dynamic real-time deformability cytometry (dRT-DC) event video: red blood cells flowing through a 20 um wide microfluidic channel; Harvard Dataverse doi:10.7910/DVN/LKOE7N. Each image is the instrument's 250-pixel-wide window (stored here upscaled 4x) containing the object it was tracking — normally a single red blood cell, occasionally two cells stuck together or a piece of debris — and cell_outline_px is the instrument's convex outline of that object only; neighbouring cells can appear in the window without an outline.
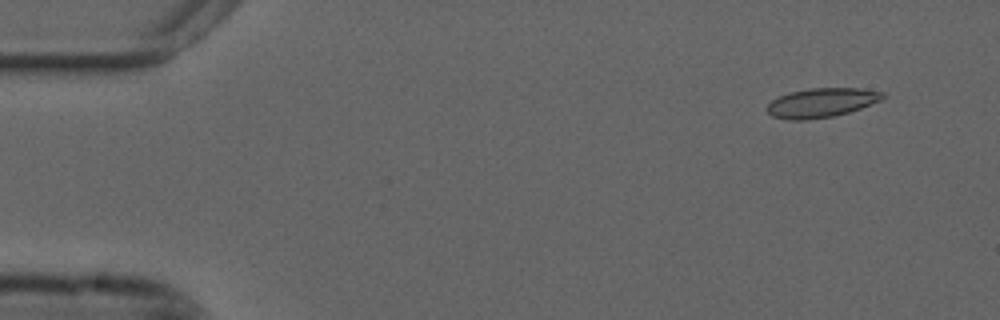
{"species": "common noctule bat (a hibernating species)", "species_latin": "Nyctalus noctula", "temperature_condition": "cold", "stored_images_in_passage": 26, "camera_frame_rate_fps": 3000, "um_per_image_px": 0.085, "animal": {"sex": "male", "forearm_length_mm": 52.5}, "frame": {"image": 1, "passage_image": 5, "time_ms": 1.333, "image_size_px": [1000, 320], "cell_outline_px": [[884, 96], [880, 100], [860, 108], [848, 112], [832, 116], [808, 120], [788, 120], [772, 116], [764, 108], [772, 100], [780, 96], [792, 92], [812, 88], [860, 88], [884, 92]], "centroid_in_image_um": [69.79, 8.74], "position_along_channel_um": 15.2, "area_um2": 19.54}}
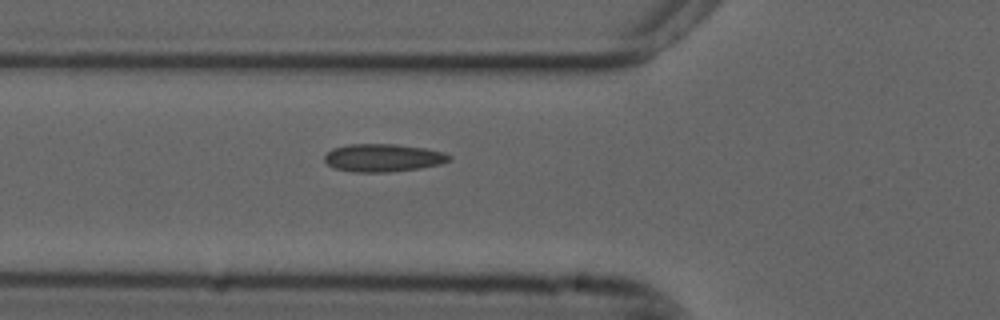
{"frame": {"image": 2, "passage_image": 20, "time_ms": 6.333, "image_size_px": [1000, 320], "cell_outline_px": [[452, 156], [448, 160], [440, 164], [420, 168], [388, 172], [356, 172], [332, 168], [324, 160], [324, 156], [332, 148], [348, 144], [396, 144], [424, 148], [444, 152]], "centroid_in_image_um": [32.53, 13.41], "position_along_channel_um": 93.3, "area_um2": 20.23}}
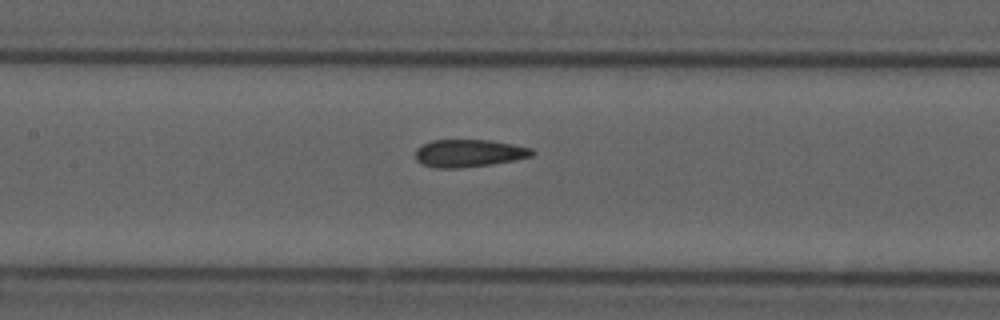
{"frame": {"image": 3, "passage_image": 26, "time_ms": 8.333, "image_size_px": [1000, 320], "cell_outline_px": [[536, 152], [532, 156], [492, 164], [460, 168], [436, 168], [420, 164], [416, 160], [416, 148], [432, 140], [488, 140], [512, 144], [532, 148]], "centroid_in_image_um": [39.84, 13.03], "position_along_channel_um": 167.6, "area_um2": 18.73}}